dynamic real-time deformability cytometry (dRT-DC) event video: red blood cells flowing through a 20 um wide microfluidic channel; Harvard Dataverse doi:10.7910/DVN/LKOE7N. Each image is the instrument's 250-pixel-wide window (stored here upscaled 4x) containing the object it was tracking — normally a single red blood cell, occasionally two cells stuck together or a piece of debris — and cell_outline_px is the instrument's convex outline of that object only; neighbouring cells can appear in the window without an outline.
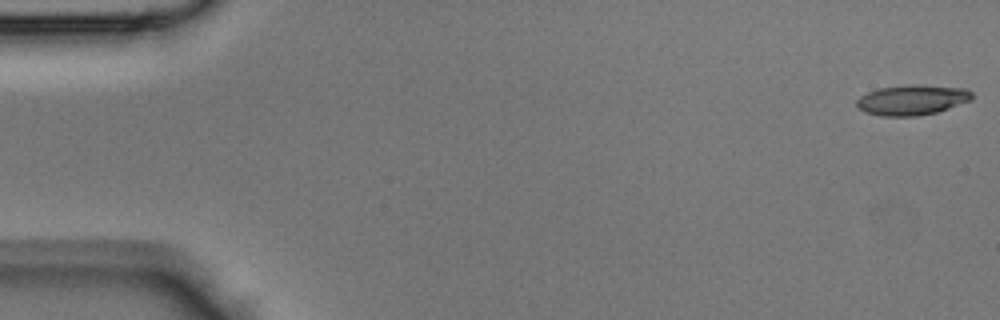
{"species": "Egyptian fruit bat (a non-hibernating species)", "species_latin": "Rousettus aegyptiacus", "temperature_condition": "room temperature", "stored_images_in_passage": 43, "camera_frame_rate_fps": 3000, "um_per_image_px": 0.085, "animal": {"sex": "male"}, "frame": {"image": 1, "passage_image": 1, "time_ms": 0.0, "image_size_px": [1000, 320], "cell_outline_px": [[972, 100], [936, 112], [916, 116], [880, 116], [864, 112], [856, 104], [856, 100], [860, 96], [868, 92], [880, 88], [908, 84], [920, 84], [968, 88], [972, 92]], "centroid_in_image_um": [77.54, 8.48], "position_along_channel_um": 7.5, "area_um2": 20.46}}
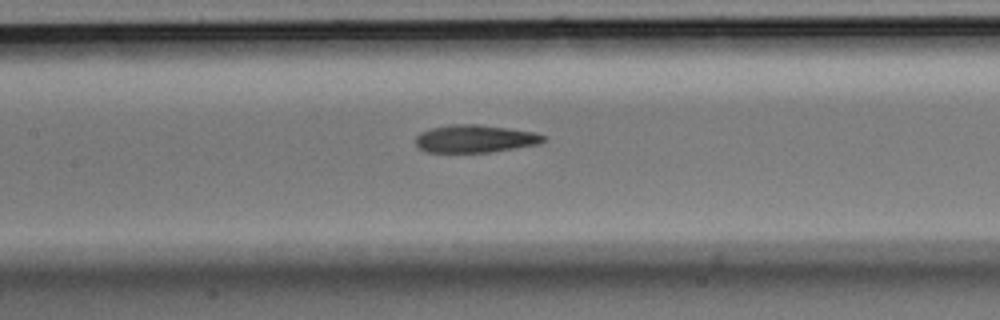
{"frame": {"image": 2, "passage_image": 20, "time_ms": 6.333, "image_size_px": [1000, 320], "cell_outline_px": [[548, 140], [540, 144], [516, 148], [488, 152], [424, 152], [416, 148], [416, 136], [420, 132], [432, 128], [456, 124], [476, 124], [508, 128], [536, 132], [548, 136]], "centroid_in_image_um": [40.42, 11.8], "position_along_channel_um": 167.0, "area_um2": 20.87}}
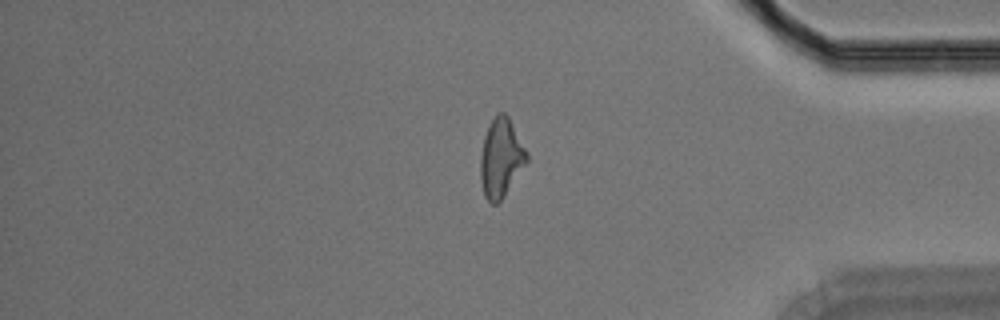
{"frame": {"image": 3, "passage_image": 36, "time_ms": 11.667, "image_size_px": [1000, 320], "cell_outline_px": [[528, 160], [500, 200], [496, 204], [492, 204], [484, 196], [480, 180], [480, 156], [484, 136], [488, 124], [500, 112], [504, 112], [508, 116], [528, 152]], "centroid_in_image_um": [42.56, 13.4], "position_along_channel_um": 392.6, "area_um2": 21.04}}